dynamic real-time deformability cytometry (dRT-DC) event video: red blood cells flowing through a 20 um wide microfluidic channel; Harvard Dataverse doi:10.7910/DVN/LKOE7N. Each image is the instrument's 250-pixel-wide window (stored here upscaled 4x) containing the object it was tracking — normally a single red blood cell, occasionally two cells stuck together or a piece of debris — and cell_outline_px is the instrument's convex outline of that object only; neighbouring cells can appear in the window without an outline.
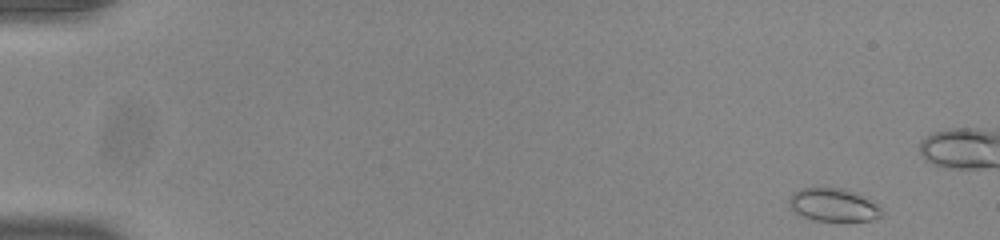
{"species": "common noctule bat (a hibernating species)", "species_latin": "Nyctalus noctula", "temperature_condition": "room temperature", "stored_images_in_passage": 53, "camera_frame_rate_fps": 3000, "um_per_image_px": 0.085, "animal": {"sex": "male", "body_mass_g": 20.0, "forearm_length_mm": 53.3}, "frame": {"image": 1, "passage_image": 2, "time_ms": 0.333, "image_size_px": [1000, 240], "cell_outline_px": [[884, 212], [880, 216], [872, 220], [812, 220], [796, 212], [788, 204], [788, 200], [792, 192], [800, 188], [840, 188], [860, 192], [876, 204]], "centroid_in_image_um": [70.84, 17.39], "position_along_channel_um": 14.2, "area_um2": 17.8}}
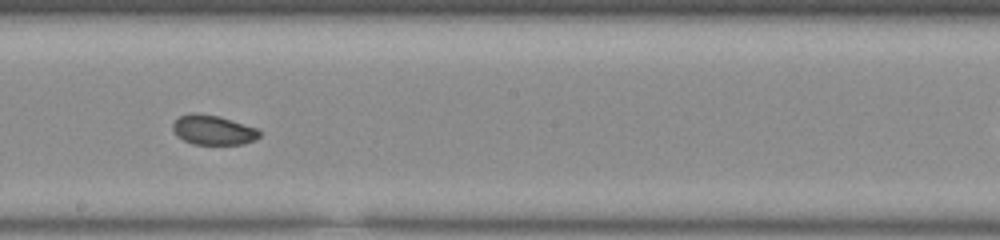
{"frame": {"image": 2, "passage_image": 30, "time_ms": 9.667, "image_size_px": [1000, 240], "cell_outline_px": [[260, 136], [256, 140], [244, 144], [192, 144], [176, 136], [172, 128], [172, 124], [180, 116], [192, 112], [196, 112], [220, 116], [256, 128], [260, 132]], "centroid_in_image_um": [18.1, 11.05], "position_along_channel_um": 230.1, "area_um2": 15.09}}
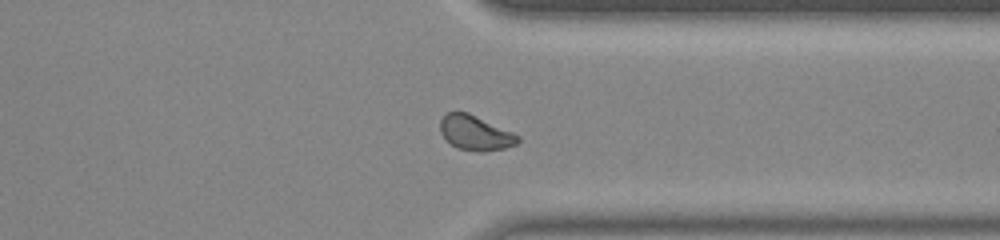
{"frame": {"image": 3, "passage_image": 41, "time_ms": 13.333, "image_size_px": [1000, 240], "cell_outline_px": [[520, 140], [516, 144], [504, 148], [484, 152], [476, 152], [456, 148], [444, 140], [440, 132], [440, 120], [448, 112], [468, 112], [512, 132], [520, 136]], "centroid_in_image_um": [40.37, 11.31], "position_along_channel_um": 371.0, "area_um2": 15.9}, "authors_computed_cell_mechanics": {"area_um2": 15.8372, "velocity_mm_per_s": 3.8452, "shape_relaxation_time_tau1_ms": 4.649, "shape_relaxation_time_tau2_ms": 3.2359, "deformation_change_tau1": 0.0634, "deformation_change_tau2": 0.0649}}